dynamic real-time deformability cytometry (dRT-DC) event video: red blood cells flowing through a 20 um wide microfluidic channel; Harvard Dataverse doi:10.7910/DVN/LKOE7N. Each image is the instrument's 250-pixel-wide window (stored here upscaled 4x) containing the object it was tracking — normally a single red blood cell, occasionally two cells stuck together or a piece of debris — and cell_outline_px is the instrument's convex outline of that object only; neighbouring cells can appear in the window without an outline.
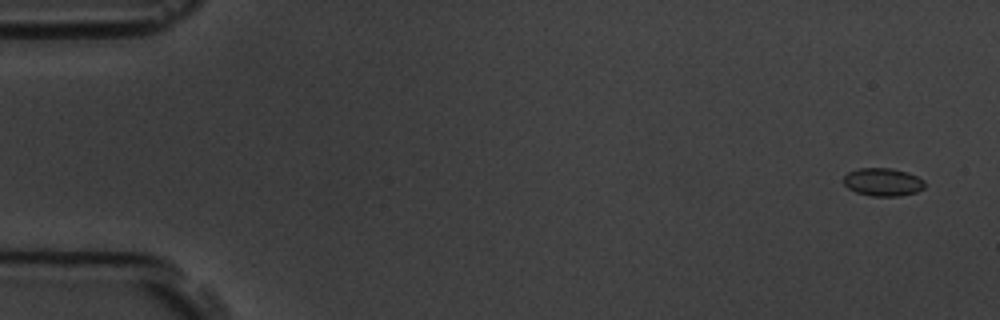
{"species": "common noctule bat (a hibernating species)", "species_latin": "Nyctalus noctula", "temperature_condition": "room temperature", "stored_images_in_passage": 5, "camera_frame_rate_fps": 3000, "um_per_image_px": 0.085, "animal": {"sex": "male", "body_mass_g": 19.5, "forearm_length_mm": 54.6}, "frame": {"image": 1, "passage_image": 1, "time_ms": 0.0, "image_size_px": [1000, 320], "cell_outline_px": [[924, 188], [916, 192], [900, 196], [872, 196], [856, 192], [848, 188], [844, 184], [844, 176], [848, 172], [860, 168], [892, 168], [908, 172], [924, 180]], "centroid_in_image_um": [75.05, 15.47], "position_along_channel_um": 10.0, "area_um2": 13.24}}
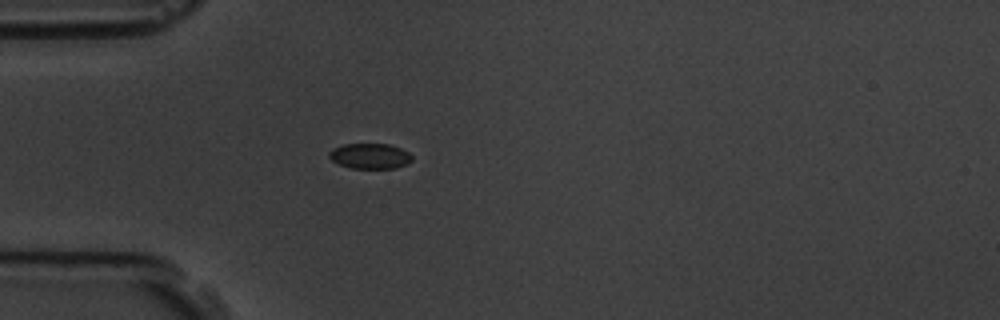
{"frame": {"image": 2, "passage_image": 5, "time_ms": 4.667, "image_size_px": [1000, 320], "cell_outline_px": [[412, 160], [396, 168], [352, 168], [340, 164], [332, 160], [328, 156], [328, 152], [332, 148], [344, 144], [388, 144], [400, 148], [408, 152], [412, 156]], "centroid_in_image_um": [31.42, 13.25], "position_along_channel_um": 53.6, "area_um2": 12.14}}